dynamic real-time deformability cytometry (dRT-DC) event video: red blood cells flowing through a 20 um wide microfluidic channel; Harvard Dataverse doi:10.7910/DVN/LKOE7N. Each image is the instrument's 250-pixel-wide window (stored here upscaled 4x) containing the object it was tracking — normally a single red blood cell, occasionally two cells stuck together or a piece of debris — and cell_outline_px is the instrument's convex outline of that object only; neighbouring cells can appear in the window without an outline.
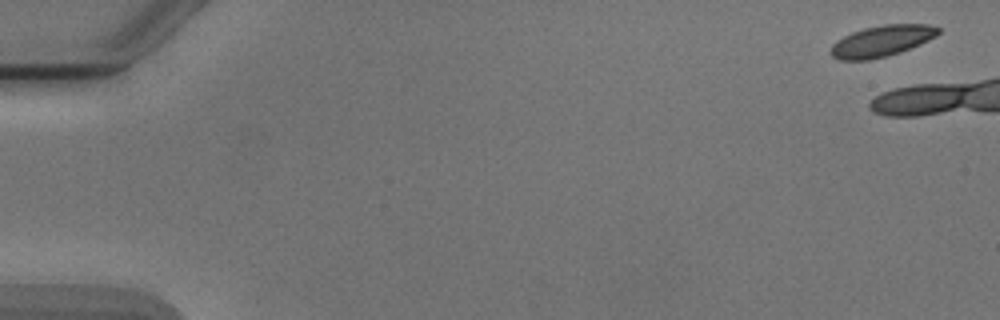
{"species": "Egyptian fruit bat (a non-hibernating species)", "species_latin": "Rousettus aegyptiacus", "temperature_condition": "cold", "stored_images_in_passage": 6, "camera_frame_rate_fps": 3000, "um_per_image_px": 0.085, "animal": {"sex": "male"}, "frame": {"image": 1, "passage_image": 1, "time_ms": 0.0, "image_size_px": [1000, 320], "cell_outline_px": [[940, 32], [936, 36], [928, 40], [900, 52], [868, 60], [840, 60], [832, 56], [832, 44], [844, 36], [852, 32], [864, 28], [884, 24], [928, 24], [940, 28]], "centroid_in_image_um": [74.96, 3.47], "position_along_channel_um": 10.0, "area_um2": 19.25}}
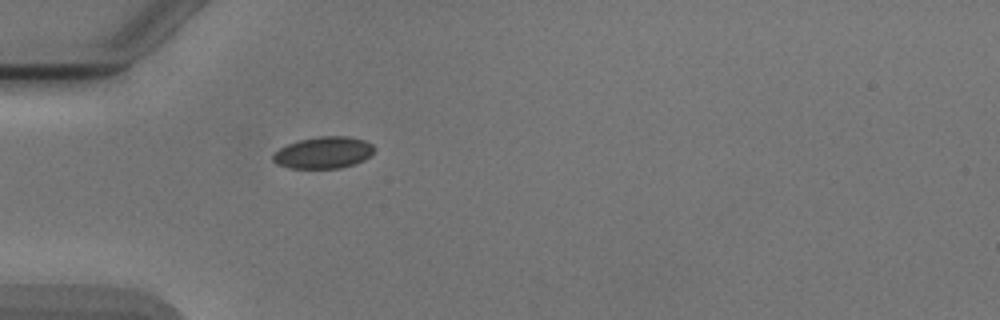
{"frame": {"image": 2, "passage_image": 6, "time_ms": 6.667, "image_size_px": [1000, 320], "cell_outline_px": [[376, 148], [364, 160], [340, 168], [288, 168], [276, 164], [272, 160], [272, 152], [288, 144], [300, 140], [320, 136], [348, 136], [364, 140], [372, 144]], "centroid_in_image_um": [27.46, 12.97], "position_along_channel_um": 57.5, "area_um2": 18.73}}